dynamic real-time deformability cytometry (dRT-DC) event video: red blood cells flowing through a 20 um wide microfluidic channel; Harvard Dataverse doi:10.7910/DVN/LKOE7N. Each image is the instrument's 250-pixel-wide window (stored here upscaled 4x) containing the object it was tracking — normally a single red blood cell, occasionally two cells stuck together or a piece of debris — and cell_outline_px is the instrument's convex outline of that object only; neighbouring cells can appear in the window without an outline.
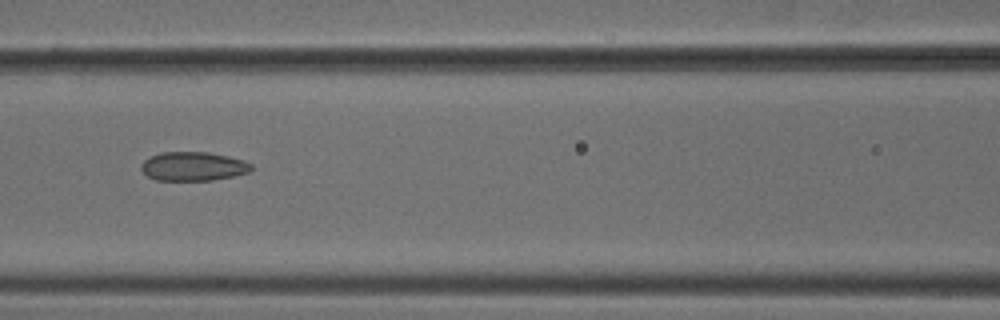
{"species": "common noctule bat (a hibernating species)", "species_latin": "Nyctalus noctula", "temperature_condition": "cold", "stored_images_in_passage": 6, "camera_frame_rate_fps": 3000, "um_per_image_px": 0.085, "animal": {"sex": "male", "body_mass_g": 18.8}, "frame": {"image": 1, "passage_image": 3, "time_ms": 0.667, "image_size_px": [1000, 320], "cell_outline_px": [[252, 168], [248, 172], [232, 176], [212, 180], [156, 180], [148, 176], [140, 168], [140, 164], [144, 160], [160, 152], [208, 152], [228, 156], [244, 160], [252, 164]], "centroid_in_image_um": [16.41, 14.13], "position_along_channel_um": 150.2, "area_um2": 18.5}}
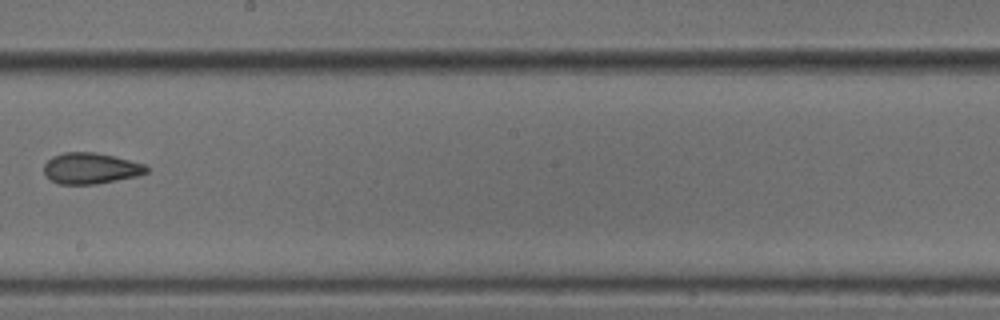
{"frame": {"image": 2, "passage_image": 5, "time_ms": 1.333, "image_size_px": [1000, 320], "cell_outline_px": [[148, 172], [136, 176], [96, 184], [60, 184], [52, 180], [44, 172], [44, 164], [52, 156], [64, 152], [96, 152], [144, 164], [148, 168]], "centroid_in_image_um": [7.69, 14.3], "position_along_channel_um": 240.5, "area_um2": 18.32}}
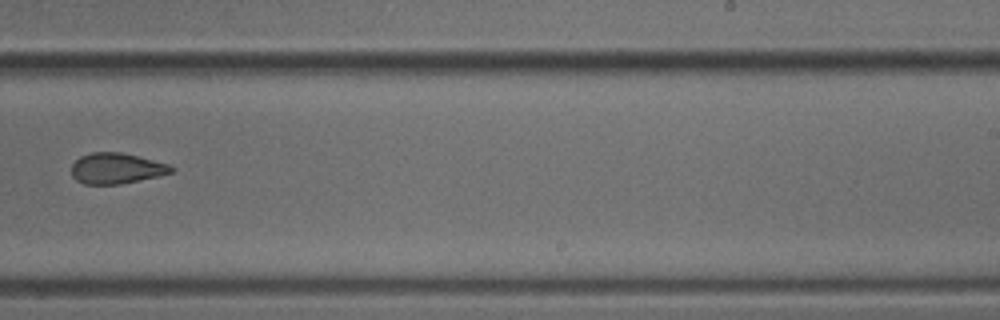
{"frame": {"image": 3, "passage_image": 6, "time_ms": 1.667, "image_size_px": [1000, 320], "cell_outline_px": [[176, 168], [172, 172], [160, 176], [120, 184], [84, 184], [76, 180], [72, 176], [72, 164], [80, 156], [92, 152], [120, 152], [168, 164]], "centroid_in_image_um": [9.89, 14.32], "position_along_channel_um": 279.1, "area_um2": 17.8}}